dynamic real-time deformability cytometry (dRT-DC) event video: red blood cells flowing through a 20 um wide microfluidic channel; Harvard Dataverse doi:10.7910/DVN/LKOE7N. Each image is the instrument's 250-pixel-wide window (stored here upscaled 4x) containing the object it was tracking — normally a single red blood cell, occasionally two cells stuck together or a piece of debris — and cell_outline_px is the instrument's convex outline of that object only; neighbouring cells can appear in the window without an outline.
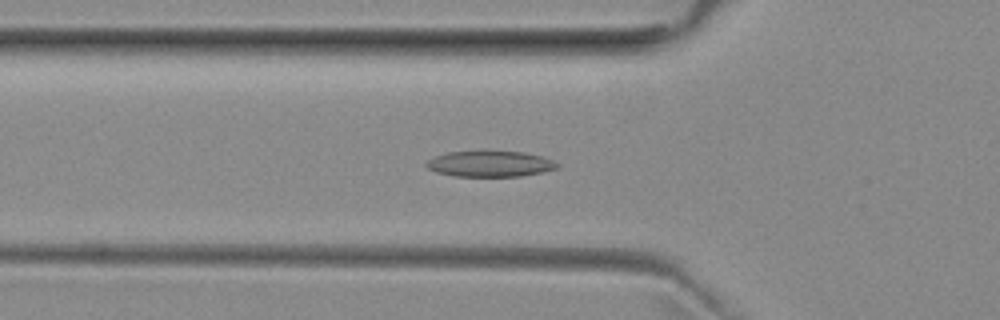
{"species": "common noctule bat (a hibernating species)", "species_latin": "Nyctalus noctula", "temperature_condition": "room temperature", "stored_images_in_passage": 38, "camera_frame_rate_fps": 3000, "um_per_image_px": 0.085, "animal": {"sex": "female", "body_mass_g": 29.2, "forearm_length_mm": 56.3}, "frame": {"image": 1, "passage_image": 10, "time_ms": 3.0, "image_size_px": [1000, 320], "cell_outline_px": [[560, 168], [544, 172], [520, 176], [452, 176], [436, 172], [428, 168], [424, 164], [428, 160], [436, 156], [448, 152], [484, 148], [488, 148], [524, 152], [544, 156], [560, 164]], "centroid_in_image_um": [41.68, 13.88], "position_along_channel_um": 84.1, "area_um2": 20.81}}
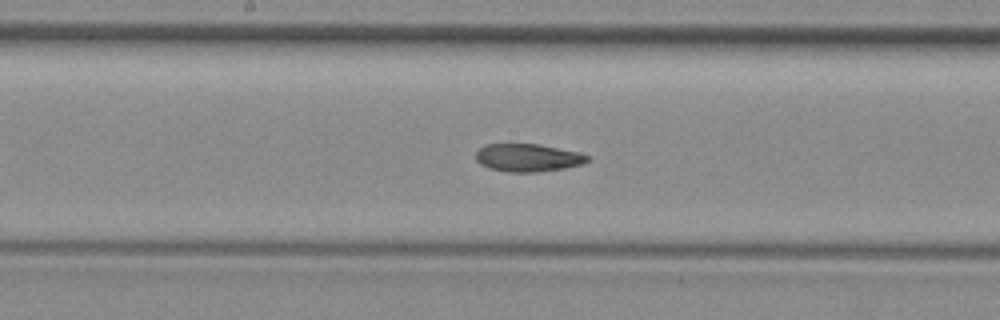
{"frame": {"image": 2, "passage_image": 19, "time_ms": 6.0, "image_size_px": [1000, 320], "cell_outline_px": [[592, 160], [584, 164], [564, 168], [536, 172], [508, 172], [488, 168], [480, 164], [476, 160], [476, 152], [484, 144], [540, 144], [580, 152], [592, 156]], "centroid_in_image_um": [44.93, 13.4], "position_along_channel_um": 203.3, "area_um2": 18.44}}
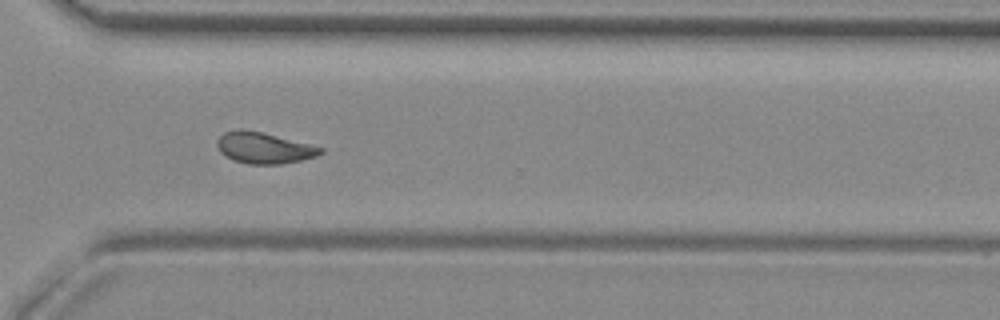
{"frame": {"image": 3, "passage_image": 30, "time_ms": 9.667, "image_size_px": [1000, 320], "cell_outline_px": [[324, 152], [316, 156], [300, 160], [280, 164], [248, 164], [232, 160], [220, 152], [216, 144], [216, 140], [224, 132], [240, 128], [260, 132], [312, 144], [324, 148]], "centroid_in_image_um": [22.42, 12.57], "position_along_channel_um": 348.2, "area_um2": 18.84}, "authors_computed_cell_mechanics": {"area_um2": 18.8717, "velocity_mm_per_s": 3.9634, "shape_relaxation_time_tau1_ms": null, "shape_relaxation_time_tau2_ms": 5.2318, "deformation_change_tau1": null, "deformation_change_tau2": 0.1212}}